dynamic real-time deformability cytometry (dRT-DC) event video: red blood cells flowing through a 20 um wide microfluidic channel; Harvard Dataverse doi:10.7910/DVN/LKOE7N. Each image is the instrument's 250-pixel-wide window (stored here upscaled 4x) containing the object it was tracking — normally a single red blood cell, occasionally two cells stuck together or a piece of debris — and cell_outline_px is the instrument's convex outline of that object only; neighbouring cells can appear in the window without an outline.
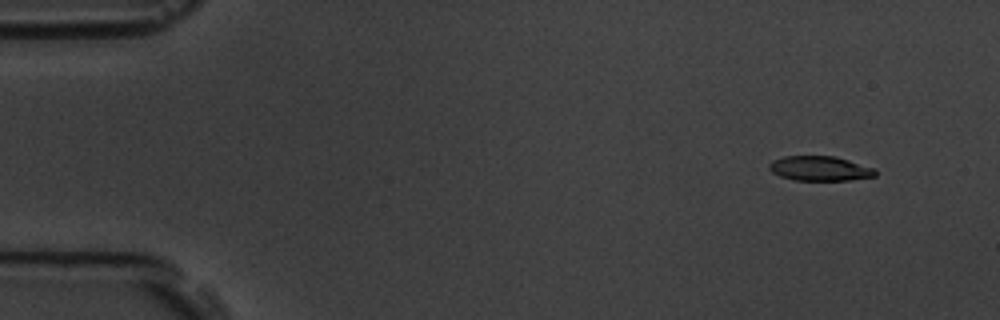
{"species": "common noctule bat (a hibernating species)", "species_latin": "Nyctalus noctula", "temperature_condition": "room temperature", "stored_images_in_passage": 5, "camera_frame_rate_fps": 3000, "um_per_image_px": 0.085, "animal": {"sex": "male", "body_mass_g": 19.5, "forearm_length_mm": 54.6}, "frame": {"image": 1, "passage_image": 1, "time_ms": 0.0, "image_size_px": [1000, 320], "cell_outline_px": [[876, 176], [848, 180], [792, 180], [780, 176], [772, 172], [768, 168], [768, 164], [772, 160], [784, 156], [836, 156], [876, 168]], "centroid_in_image_um": [69.68, 14.31], "position_along_channel_um": 15.3, "area_um2": 15.43}}
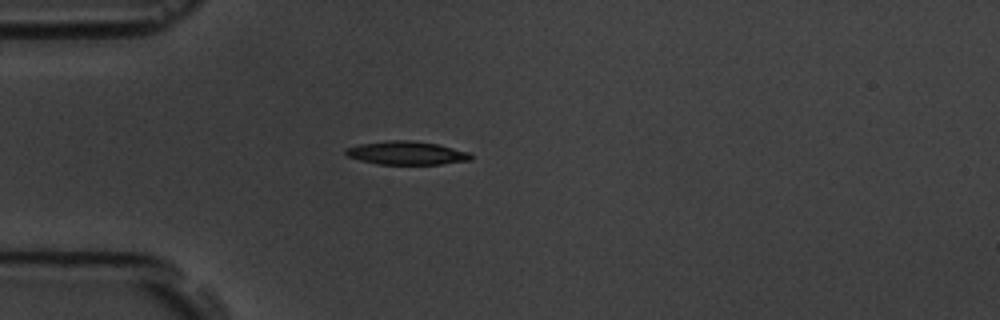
{"frame": {"image": 2, "passage_image": 4, "time_ms": 3.667, "image_size_px": [1000, 320], "cell_outline_px": [[472, 160], [440, 164], [376, 164], [360, 160], [348, 156], [344, 152], [344, 148], [360, 144], [388, 140], [408, 140], [436, 144], [468, 152], [472, 156]], "centroid_in_image_um": [34.52, 13.01], "position_along_channel_um": 50.5, "area_um2": 16.94}}